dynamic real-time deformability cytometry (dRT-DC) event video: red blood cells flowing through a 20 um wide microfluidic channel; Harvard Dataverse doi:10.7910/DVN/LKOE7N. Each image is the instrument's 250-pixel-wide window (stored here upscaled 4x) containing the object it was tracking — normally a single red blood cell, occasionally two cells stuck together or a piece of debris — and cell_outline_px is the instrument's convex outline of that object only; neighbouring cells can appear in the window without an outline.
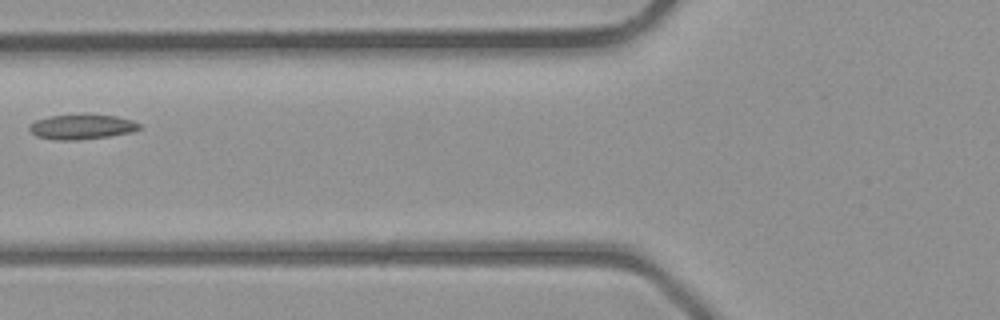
{"species": "common noctule bat (a hibernating species)", "species_latin": "Nyctalus noctula", "temperature_condition": "room temperature", "stored_images_in_passage": 6, "camera_frame_rate_fps": 3000, "um_per_image_px": 0.085, "animal": {"sex": "male", "body_mass_g": 23.1, "forearm_length_mm": 52.7}, "frame": {"image": 1, "passage_image": 6, "time_ms": 5.667, "image_size_px": [1000, 320], "cell_outline_px": [[140, 128], [132, 132], [108, 136], [80, 140], [56, 140], [36, 136], [28, 128], [36, 120], [48, 116], [80, 112], [88, 112], [116, 116], [132, 120], [140, 124]], "centroid_in_image_um": [6.95, 10.74], "position_along_channel_um": 118.8, "area_um2": 16.53}}